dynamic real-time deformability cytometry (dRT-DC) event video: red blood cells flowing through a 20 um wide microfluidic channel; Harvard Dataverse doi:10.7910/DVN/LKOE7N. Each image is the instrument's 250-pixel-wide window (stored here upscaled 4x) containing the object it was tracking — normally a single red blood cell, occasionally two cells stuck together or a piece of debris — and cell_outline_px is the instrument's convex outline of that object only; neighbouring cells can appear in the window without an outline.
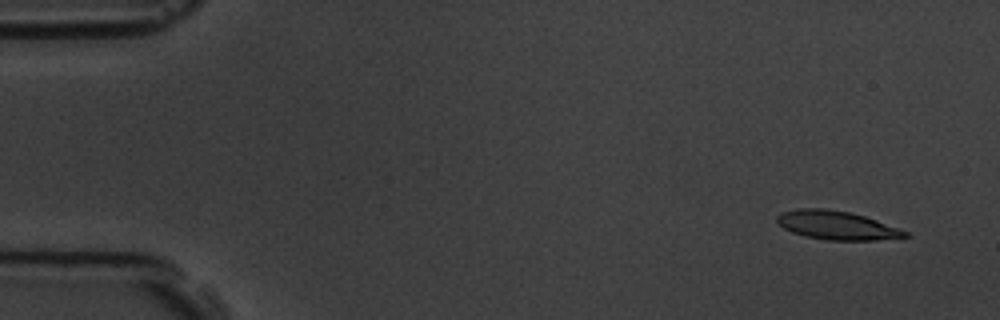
{"species": "common noctule bat (a hibernating species)", "species_latin": "Nyctalus noctula", "temperature_condition": "room temperature", "stored_images_in_passage": 8, "camera_frame_rate_fps": 3000, "um_per_image_px": 0.085, "animal": {"sex": "male", "body_mass_g": 19.5, "forearm_length_mm": 54.6}, "frame": {"image": 1, "passage_image": 1, "time_ms": 0.0, "image_size_px": [1000, 320], "cell_outline_px": [[908, 236], [876, 240], [828, 240], [804, 236], [792, 232], [784, 228], [776, 220], [776, 216], [780, 212], [800, 208], [824, 208], [852, 212], [876, 220], [908, 232]], "centroid_in_image_um": [71.07, 19.14], "position_along_channel_um": 13.9, "area_um2": 21.27}}
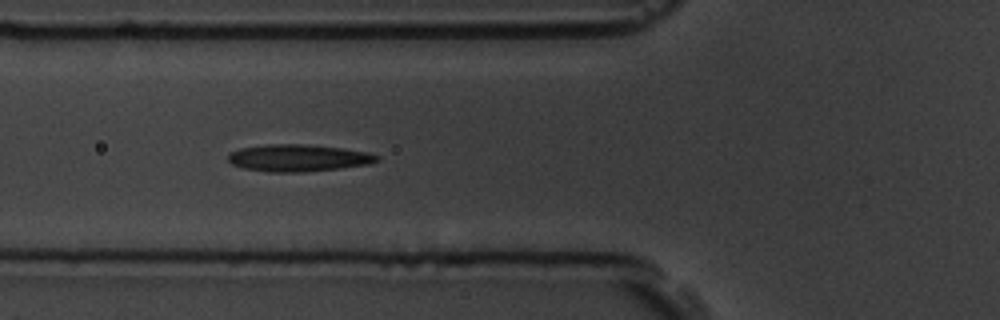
{"frame": {"image": 2, "passage_image": 6, "time_ms": 5.667, "image_size_px": [1000, 320], "cell_outline_px": [[380, 160], [368, 164], [340, 168], [300, 172], [268, 172], [244, 168], [232, 164], [228, 160], [228, 156], [232, 152], [240, 148], [268, 144], [304, 144], [344, 148], [368, 152], [380, 156]], "centroid_in_image_um": [25.38, 13.42], "position_along_channel_um": 100.4, "area_um2": 23.41}}
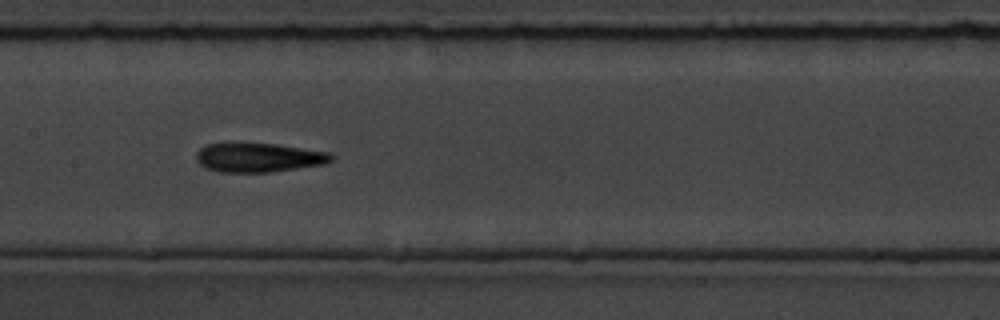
{"frame": {"image": 3, "passage_image": 8, "time_ms": 8.0, "image_size_px": [1000, 320], "cell_outline_px": [[332, 160], [324, 164], [272, 172], [220, 172], [204, 168], [196, 160], [196, 152], [200, 148], [208, 144], [276, 144], [328, 152], [332, 156]], "centroid_in_image_um": [21.95, 13.41], "position_along_channel_um": 185.4, "area_um2": 22.66}}